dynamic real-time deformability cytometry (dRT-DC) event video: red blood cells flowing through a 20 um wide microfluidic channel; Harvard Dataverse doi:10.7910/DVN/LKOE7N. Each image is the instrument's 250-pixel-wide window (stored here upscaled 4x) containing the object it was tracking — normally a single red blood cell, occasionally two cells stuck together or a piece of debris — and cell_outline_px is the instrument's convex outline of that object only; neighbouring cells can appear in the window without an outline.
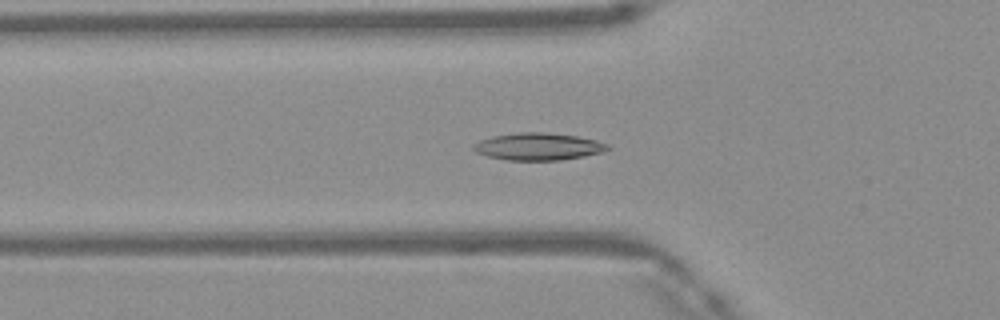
{"species": "Egyptian fruit bat (a non-hibernating species)", "species_latin": "Rousettus aegyptiacus", "temperature_condition": "warm", "stored_images_in_passage": 49, "camera_frame_rate_fps": 3000, "um_per_image_px": 0.085, "frame": {"image": 1, "passage_image": 17, "time_ms": 5.333, "image_size_px": [1000, 320], "cell_outline_px": [[612, 148], [600, 152], [584, 156], [560, 160], [508, 160], [488, 156], [476, 152], [472, 148], [472, 144], [480, 140], [492, 136], [520, 132], [544, 132], [576, 136], [596, 140], [608, 144]], "centroid_in_image_um": [45.74, 12.45], "position_along_channel_um": 80.1, "area_um2": 21.21}}
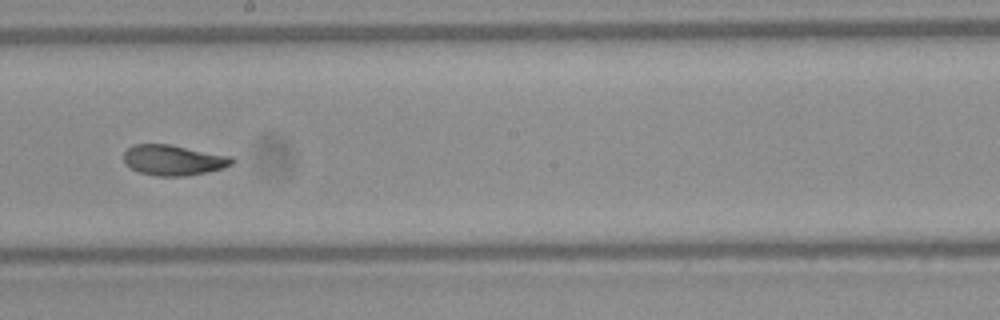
{"frame": {"image": 2, "passage_image": 28, "time_ms": 9.0, "image_size_px": [1000, 320], "cell_outline_px": [[236, 160], [232, 164], [224, 168], [188, 176], [156, 176], [140, 172], [132, 168], [124, 160], [124, 152], [132, 144], [168, 144], [232, 156]], "centroid_in_image_um": [14.78, 13.61], "position_along_channel_um": 233.4, "area_um2": 19.19}}
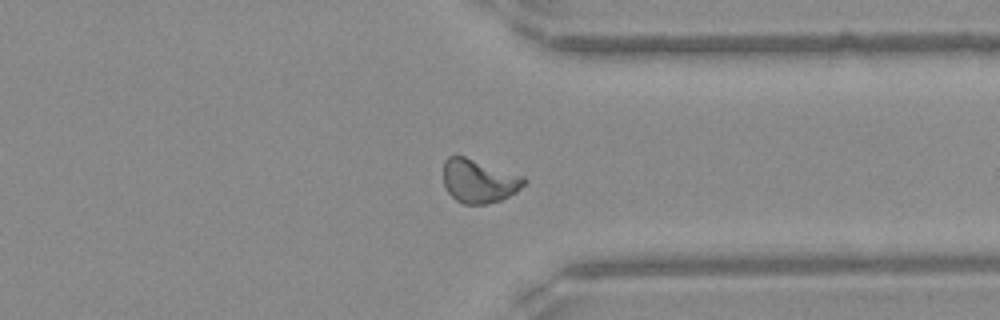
{"frame": {"image": 3, "passage_image": 38, "time_ms": 12.333, "image_size_px": [1000, 320], "cell_outline_px": [[528, 180], [516, 192], [500, 200], [488, 204], [464, 204], [456, 200], [444, 188], [444, 160], [448, 156], [464, 156], [524, 176]], "centroid_in_image_um": [40.7, 15.39], "position_along_channel_um": 370.7, "area_um2": 20.46}, "authors_computed_cell_mechanics": {"area_um2": 19.8832, "velocity_mm_per_s": 4.1623, "shape_relaxation_time_tau1_ms": 4.6596, "shape_relaxation_time_tau2_ms": 1.0505, "deformation_change_tau1": 0.159, "deformation_change_tau2": 0.0704}}